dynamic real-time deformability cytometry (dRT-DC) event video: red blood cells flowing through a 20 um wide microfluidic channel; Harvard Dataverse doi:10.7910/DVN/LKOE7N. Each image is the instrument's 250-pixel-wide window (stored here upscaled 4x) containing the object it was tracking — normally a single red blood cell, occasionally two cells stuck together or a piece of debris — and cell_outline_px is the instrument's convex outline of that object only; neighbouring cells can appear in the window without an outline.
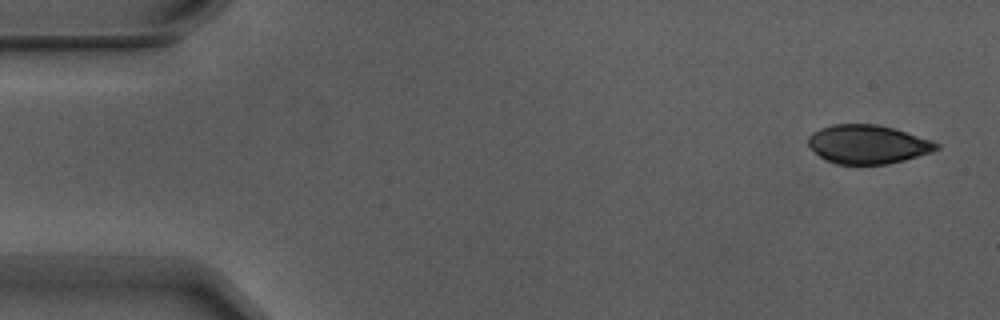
{"species": "Egyptian fruit bat (a non-hibernating species)", "species_latin": "Rousettus aegyptiacus", "temperature_condition": "warm", "stored_images_in_passage": 5, "camera_frame_rate_fps": 3000, "um_per_image_px": 0.085, "animal": {"sex": "male"}, "frame": {"image": 1, "passage_image": 1, "time_ms": 0.0, "image_size_px": [1000, 320], "cell_outline_px": [[940, 148], [932, 152], [904, 160], [888, 164], [836, 164], [820, 156], [808, 144], [808, 136], [812, 132], [820, 128], [832, 124], [876, 124], [892, 128], [932, 140], [940, 144]], "centroid_in_image_um": [73.77, 12.26], "position_along_channel_um": 11.2, "area_um2": 28.84}}